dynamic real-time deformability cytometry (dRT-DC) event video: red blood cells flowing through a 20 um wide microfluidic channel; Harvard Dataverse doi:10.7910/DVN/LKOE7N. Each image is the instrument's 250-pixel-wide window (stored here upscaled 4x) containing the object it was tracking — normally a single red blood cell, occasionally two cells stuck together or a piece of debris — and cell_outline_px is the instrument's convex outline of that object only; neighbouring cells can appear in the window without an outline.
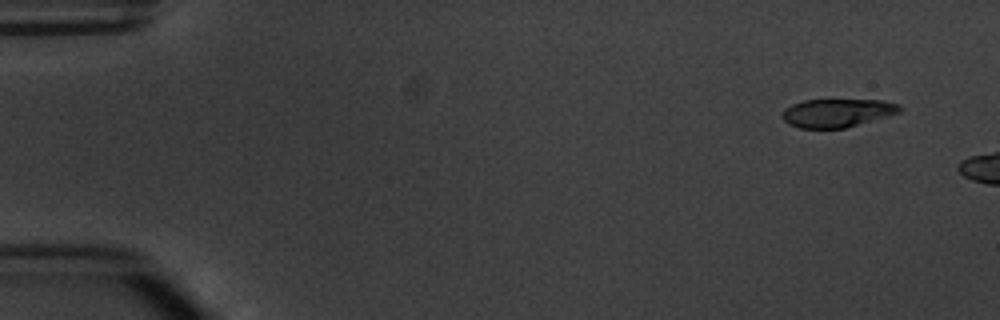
{"species": "common noctule bat (a hibernating species)", "species_latin": "Nyctalus noctula", "temperature_condition": "warm", "stored_images_in_passage": 3, "camera_frame_rate_fps": 3000, "um_per_image_px": 0.085, "animal": {"sex": "male", "body_mass_g": 20.1, "forearm_length_mm": 53.5}, "frame": {"image": 1, "passage_image": 1, "time_ms": 0.0, "image_size_px": [1000, 320], "cell_outline_px": [[904, 108], [900, 112], [888, 116], [844, 128], [800, 128], [788, 124], [780, 116], [784, 108], [792, 104], [804, 100], [884, 100], [900, 104]], "centroid_in_image_um": [71.16, 9.59], "position_along_channel_um": 13.8, "area_um2": 19.54}}